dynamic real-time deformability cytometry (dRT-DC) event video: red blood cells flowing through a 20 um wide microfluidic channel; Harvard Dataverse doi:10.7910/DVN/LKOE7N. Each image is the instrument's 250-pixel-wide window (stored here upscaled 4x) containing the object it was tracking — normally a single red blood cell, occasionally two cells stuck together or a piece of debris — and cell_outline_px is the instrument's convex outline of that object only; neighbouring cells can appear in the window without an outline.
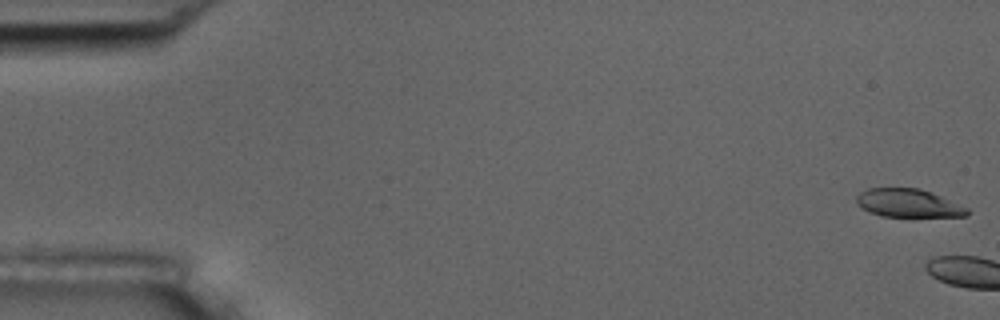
{"species": "common noctule bat (a hibernating species)", "species_latin": "Nyctalus noctula", "temperature_condition": "room temperature", "stored_images_in_passage": 4, "camera_frame_rate_fps": 3000, "um_per_image_px": 0.085, "animal": {"sex": "male", "body_mass_g": 17.5, "forearm_length_mm": 52.3}, "frame": {"image": 1, "passage_image": 1, "time_ms": 0.0, "image_size_px": [1000, 320], "cell_outline_px": [[968, 216], [880, 216], [856, 204], [856, 196], [860, 192], [868, 188], [920, 188], [940, 196], [968, 208]], "centroid_in_image_um": [77.18, 17.26], "position_along_channel_um": 7.8, "area_um2": 17.92}}